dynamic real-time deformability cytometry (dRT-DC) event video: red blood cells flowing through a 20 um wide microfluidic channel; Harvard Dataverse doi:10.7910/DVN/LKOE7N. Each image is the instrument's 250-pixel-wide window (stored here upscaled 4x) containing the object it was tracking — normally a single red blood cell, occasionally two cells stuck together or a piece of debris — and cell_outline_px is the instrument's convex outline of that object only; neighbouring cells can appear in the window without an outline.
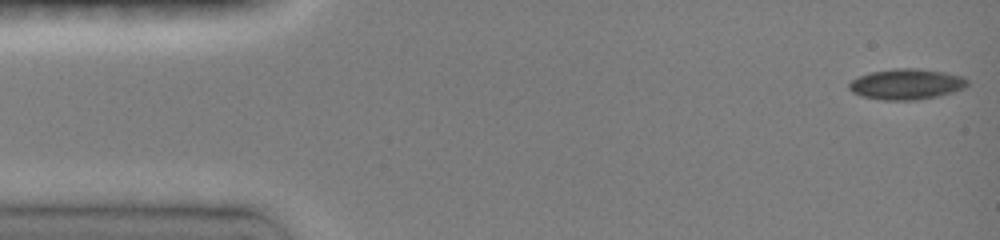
{"species": "common noctule bat (a hibernating species)", "species_latin": "Nyctalus noctula", "temperature_condition": "room temperature", "stored_images_in_passage": 46, "camera_frame_rate_fps": 3000, "um_per_image_px": 0.085, "animal": {"sex": "female", "body_mass_g": 19.0, "forearm_length_mm": 51.5}, "frame": {"image": 1, "passage_image": 1, "time_ms": 0.0, "image_size_px": [1000, 240], "cell_outline_px": [[968, 84], [964, 88], [952, 92], [936, 96], [916, 100], [880, 100], [860, 96], [852, 92], [848, 88], [848, 84], [852, 80], [868, 72], [896, 68], [916, 68], [944, 72], [964, 76], [968, 80]], "centroid_in_image_um": [77.02, 7.15], "position_along_channel_um": 8.0, "area_um2": 21.27}}
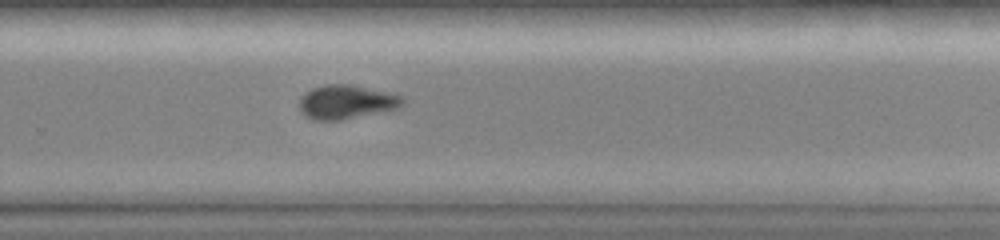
{"frame": {"image": 2, "passage_image": 31, "time_ms": 10.0, "image_size_px": [1000, 240], "cell_outline_px": [[404, 104], [400, 108], [340, 120], [316, 120], [300, 112], [300, 96], [304, 92], [312, 88], [324, 84], [352, 84], [396, 92], [404, 100]], "centroid_in_image_um": [29.49, 8.64], "position_along_channel_um": 300.3, "area_um2": 20.81}}
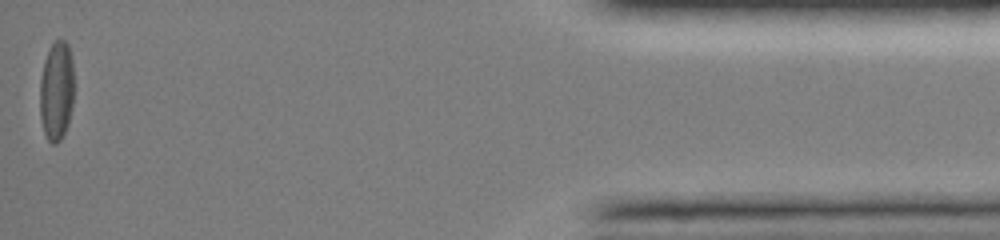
{"frame": {"image": 3, "passage_image": 46, "time_ms": 15.0, "image_size_px": [1000, 240], "cell_outline_px": [[72, 108], [68, 124], [60, 140], [56, 144], [52, 144], [48, 140], [44, 132], [40, 116], [40, 80], [44, 60], [48, 48], [56, 40], [64, 40], [68, 44], [72, 60]], "centroid_in_image_um": [4.78, 7.72], "position_along_channel_um": 430.4, "area_um2": 19.71}, "authors_computed_cell_mechanics": {"area_um2": 20.519, "velocity_mm_per_s": 4.0891, "shape_relaxation_time_tau1_ms": 4.8945, "shape_relaxation_time_tau2_ms": null, "deformation_change_tau1": 0.1416, "deformation_change_tau2": null}}